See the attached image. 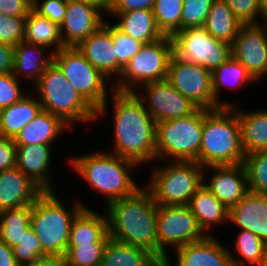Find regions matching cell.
Returning a JSON list of instances; mask_svg holds the SVG:
<instances>
[{
	"mask_svg": "<svg viewBox=\"0 0 267 266\" xmlns=\"http://www.w3.org/2000/svg\"><path fill=\"white\" fill-rule=\"evenodd\" d=\"M112 101V102H111ZM111 103V105L109 104ZM113 115L112 152L136 162L140 168L156 162V122L134 92L113 90L110 97L96 111V122ZM107 112V113H106ZM149 163V164H148Z\"/></svg>",
	"mask_w": 267,
	"mask_h": 266,
	"instance_id": "6da1fadb",
	"label": "cell"
},
{
	"mask_svg": "<svg viewBox=\"0 0 267 266\" xmlns=\"http://www.w3.org/2000/svg\"><path fill=\"white\" fill-rule=\"evenodd\" d=\"M103 208L111 239L143 248L158 259V205L144 184L134 194L113 201Z\"/></svg>",
	"mask_w": 267,
	"mask_h": 266,
	"instance_id": "7a4b0ae2",
	"label": "cell"
},
{
	"mask_svg": "<svg viewBox=\"0 0 267 266\" xmlns=\"http://www.w3.org/2000/svg\"><path fill=\"white\" fill-rule=\"evenodd\" d=\"M69 158V159H68ZM68 166L84 179L94 193L103 194L105 207L116 200L134 194L143 185L136 183L132 175L139 165L129 159L100 149L76 156L67 155ZM71 165V166H70Z\"/></svg>",
	"mask_w": 267,
	"mask_h": 266,
	"instance_id": "3957f363",
	"label": "cell"
},
{
	"mask_svg": "<svg viewBox=\"0 0 267 266\" xmlns=\"http://www.w3.org/2000/svg\"><path fill=\"white\" fill-rule=\"evenodd\" d=\"M58 193L60 192L43 191L36 198L32 204L30 226L46 256L64 257L74 218L83 208L91 207L82 203L80 198L78 201L76 198L72 203L66 202L65 199L63 201L62 194Z\"/></svg>",
	"mask_w": 267,
	"mask_h": 266,
	"instance_id": "277c9868",
	"label": "cell"
},
{
	"mask_svg": "<svg viewBox=\"0 0 267 266\" xmlns=\"http://www.w3.org/2000/svg\"><path fill=\"white\" fill-rule=\"evenodd\" d=\"M245 153L241 144V127L232 107L204 109L202 140L197 163L209 166L243 163Z\"/></svg>",
	"mask_w": 267,
	"mask_h": 266,
	"instance_id": "5b68a950",
	"label": "cell"
},
{
	"mask_svg": "<svg viewBox=\"0 0 267 266\" xmlns=\"http://www.w3.org/2000/svg\"><path fill=\"white\" fill-rule=\"evenodd\" d=\"M33 87L31 91L35 92L42 109L60 117L73 130L74 125L96 123V110L78 94L54 62Z\"/></svg>",
	"mask_w": 267,
	"mask_h": 266,
	"instance_id": "8992f818",
	"label": "cell"
},
{
	"mask_svg": "<svg viewBox=\"0 0 267 266\" xmlns=\"http://www.w3.org/2000/svg\"><path fill=\"white\" fill-rule=\"evenodd\" d=\"M157 162L153 163L149 173L151 175L144 185L155 203L171 206L188 205L203 185L204 167L195 161Z\"/></svg>",
	"mask_w": 267,
	"mask_h": 266,
	"instance_id": "52a82bcc",
	"label": "cell"
},
{
	"mask_svg": "<svg viewBox=\"0 0 267 266\" xmlns=\"http://www.w3.org/2000/svg\"><path fill=\"white\" fill-rule=\"evenodd\" d=\"M204 109L182 118L156 122V161H195L199 156Z\"/></svg>",
	"mask_w": 267,
	"mask_h": 266,
	"instance_id": "ba28073f",
	"label": "cell"
},
{
	"mask_svg": "<svg viewBox=\"0 0 267 266\" xmlns=\"http://www.w3.org/2000/svg\"><path fill=\"white\" fill-rule=\"evenodd\" d=\"M172 55L173 45L169 36L144 44L113 83L114 90L134 92L145 83L165 80Z\"/></svg>",
	"mask_w": 267,
	"mask_h": 266,
	"instance_id": "9c48e42d",
	"label": "cell"
},
{
	"mask_svg": "<svg viewBox=\"0 0 267 266\" xmlns=\"http://www.w3.org/2000/svg\"><path fill=\"white\" fill-rule=\"evenodd\" d=\"M53 62L96 111L114 90L113 83L92 66L76 47L61 48L53 54Z\"/></svg>",
	"mask_w": 267,
	"mask_h": 266,
	"instance_id": "30bf717a",
	"label": "cell"
},
{
	"mask_svg": "<svg viewBox=\"0 0 267 266\" xmlns=\"http://www.w3.org/2000/svg\"><path fill=\"white\" fill-rule=\"evenodd\" d=\"M156 231L158 260L161 263L171 253L169 249L174 250L207 236L188 205H158Z\"/></svg>",
	"mask_w": 267,
	"mask_h": 266,
	"instance_id": "8fae6325",
	"label": "cell"
},
{
	"mask_svg": "<svg viewBox=\"0 0 267 266\" xmlns=\"http://www.w3.org/2000/svg\"><path fill=\"white\" fill-rule=\"evenodd\" d=\"M171 40L176 58L211 72L232 56L231 45L214 38L203 26L182 29Z\"/></svg>",
	"mask_w": 267,
	"mask_h": 266,
	"instance_id": "7c38bea8",
	"label": "cell"
},
{
	"mask_svg": "<svg viewBox=\"0 0 267 266\" xmlns=\"http://www.w3.org/2000/svg\"><path fill=\"white\" fill-rule=\"evenodd\" d=\"M166 80L200 109L221 108L215 101L211 71L172 55Z\"/></svg>",
	"mask_w": 267,
	"mask_h": 266,
	"instance_id": "4fadbf2b",
	"label": "cell"
},
{
	"mask_svg": "<svg viewBox=\"0 0 267 266\" xmlns=\"http://www.w3.org/2000/svg\"><path fill=\"white\" fill-rule=\"evenodd\" d=\"M134 93L143 102L144 107L155 122L186 117L198 109L166 79L145 83L138 87Z\"/></svg>",
	"mask_w": 267,
	"mask_h": 266,
	"instance_id": "5bb4252c",
	"label": "cell"
},
{
	"mask_svg": "<svg viewBox=\"0 0 267 266\" xmlns=\"http://www.w3.org/2000/svg\"><path fill=\"white\" fill-rule=\"evenodd\" d=\"M236 58L260 84L267 77V22L243 24L231 45Z\"/></svg>",
	"mask_w": 267,
	"mask_h": 266,
	"instance_id": "9a60e30c",
	"label": "cell"
},
{
	"mask_svg": "<svg viewBox=\"0 0 267 266\" xmlns=\"http://www.w3.org/2000/svg\"><path fill=\"white\" fill-rule=\"evenodd\" d=\"M203 185L228 209L249 192L243 163L204 168Z\"/></svg>",
	"mask_w": 267,
	"mask_h": 266,
	"instance_id": "2e32d148",
	"label": "cell"
},
{
	"mask_svg": "<svg viewBox=\"0 0 267 266\" xmlns=\"http://www.w3.org/2000/svg\"><path fill=\"white\" fill-rule=\"evenodd\" d=\"M217 238L216 235L206 236L171 250L173 257L169 254L162 266H233L228 246Z\"/></svg>",
	"mask_w": 267,
	"mask_h": 266,
	"instance_id": "e0dca14e",
	"label": "cell"
},
{
	"mask_svg": "<svg viewBox=\"0 0 267 266\" xmlns=\"http://www.w3.org/2000/svg\"><path fill=\"white\" fill-rule=\"evenodd\" d=\"M106 17L92 5L67 0L64 20L60 25L64 47H77L104 24Z\"/></svg>",
	"mask_w": 267,
	"mask_h": 266,
	"instance_id": "ac0fdd59",
	"label": "cell"
},
{
	"mask_svg": "<svg viewBox=\"0 0 267 266\" xmlns=\"http://www.w3.org/2000/svg\"><path fill=\"white\" fill-rule=\"evenodd\" d=\"M76 48L112 83L117 81V55L112 38V23L108 19Z\"/></svg>",
	"mask_w": 267,
	"mask_h": 266,
	"instance_id": "d6986e66",
	"label": "cell"
},
{
	"mask_svg": "<svg viewBox=\"0 0 267 266\" xmlns=\"http://www.w3.org/2000/svg\"><path fill=\"white\" fill-rule=\"evenodd\" d=\"M16 167L24 173L42 191H58L54 182L51 162L53 152L51 145H16ZM53 156V157H52Z\"/></svg>",
	"mask_w": 267,
	"mask_h": 266,
	"instance_id": "ffe728a7",
	"label": "cell"
},
{
	"mask_svg": "<svg viewBox=\"0 0 267 266\" xmlns=\"http://www.w3.org/2000/svg\"><path fill=\"white\" fill-rule=\"evenodd\" d=\"M228 223L251 231L267 245V195L248 192L229 208Z\"/></svg>",
	"mask_w": 267,
	"mask_h": 266,
	"instance_id": "44dd1931",
	"label": "cell"
},
{
	"mask_svg": "<svg viewBox=\"0 0 267 266\" xmlns=\"http://www.w3.org/2000/svg\"><path fill=\"white\" fill-rule=\"evenodd\" d=\"M42 192L17 167L0 171V212L30 206Z\"/></svg>",
	"mask_w": 267,
	"mask_h": 266,
	"instance_id": "7402d4cb",
	"label": "cell"
},
{
	"mask_svg": "<svg viewBox=\"0 0 267 266\" xmlns=\"http://www.w3.org/2000/svg\"><path fill=\"white\" fill-rule=\"evenodd\" d=\"M53 62V53L43 46L20 42L14 47L13 74L21 81L28 80L33 85L40 79Z\"/></svg>",
	"mask_w": 267,
	"mask_h": 266,
	"instance_id": "603a6c76",
	"label": "cell"
},
{
	"mask_svg": "<svg viewBox=\"0 0 267 266\" xmlns=\"http://www.w3.org/2000/svg\"><path fill=\"white\" fill-rule=\"evenodd\" d=\"M71 130L73 129L60 117L42 110L19 132L13 141L15 145L43 144L55 146L56 141H59L58 138L62 137L66 131L68 133Z\"/></svg>",
	"mask_w": 267,
	"mask_h": 266,
	"instance_id": "cb8c5ba5",
	"label": "cell"
},
{
	"mask_svg": "<svg viewBox=\"0 0 267 266\" xmlns=\"http://www.w3.org/2000/svg\"><path fill=\"white\" fill-rule=\"evenodd\" d=\"M102 212L100 214L93 208H83L71 224L67 247H77L90 243H107L110 238L108 220L104 208Z\"/></svg>",
	"mask_w": 267,
	"mask_h": 266,
	"instance_id": "d4e9b609",
	"label": "cell"
},
{
	"mask_svg": "<svg viewBox=\"0 0 267 266\" xmlns=\"http://www.w3.org/2000/svg\"><path fill=\"white\" fill-rule=\"evenodd\" d=\"M211 74L214 99L220 107H235L240 103L239 100L237 103L236 100L231 102L222 98L223 94H220L223 92L224 87L233 91L240 89V87L246 90L249 89V85L252 87L253 83H256L255 85L258 84L247 72L246 68L233 56L215 68Z\"/></svg>",
	"mask_w": 267,
	"mask_h": 266,
	"instance_id": "484cf974",
	"label": "cell"
},
{
	"mask_svg": "<svg viewBox=\"0 0 267 266\" xmlns=\"http://www.w3.org/2000/svg\"><path fill=\"white\" fill-rule=\"evenodd\" d=\"M109 17L114 20L113 25L119 31L144 44L155 42L164 37L157 27L152 9H139L126 13H109L107 18Z\"/></svg>",
	"mask_w": 267,
	"mask_h": 266,
	"instance_id": "4316f807",
	"label": "cell"
},
{
	"mask_svg": "<svg viewBox=\"0 0 267 266\" xmlns=\"http://www.w3.org/2000/svg\"><path fill=\"white\" fill-rule=\"evenodd\" d=\"M188 206L197 219L199 227L207 236L216 235L214 227L217 228V226L222 227L229 224V209L204 185L197 190Z\"/></svg>",
	"mask_w": 267,
	"mask_h": 266,
	"instance_id": "83f0119b",
	"label": "cell"
},
{
	"mask_svg": "<svg viewBox=\"0 0 267 266\" xmlns=\"http://www.w3.org/2000/svg\"><path fill=\"white\" fill-rule=\"evenodd\" d=\"M34 92L24 95L19 101L0 109V135L14 140L19 132L42 111Z\"/></svg>",
	"mask_w": 267,
	"mask_h": 266,
	"instance_id": "f1b7e54d",
	"label": "cell"
},
{
	"mask_svg": "<svg viewBox=\"0 0 267 266\" xmlns=\"http://www.w3.org/2000/svg\"><path fill=\"white\" fill-rule=\"evenodd\" d=\"M237 105L232 107L241 127V144L245 155L267 149V109L242 110Z\"/></svg>",
	"mask_w": 267,
	"mask_h": 266,
	"instance_id": "f546056e",
	"label": "cell"
},
{
	"mask_svg": "<svg viewBox=\"0 0 267 266\" xmlns=\"http://www.w3.org/2000/svg\"><path fill=\"white\" fill-rule=\"evenodd\" d=\"M24 41L43 46L53 54L64 48L60 26L47 17L40 15L33 8L25 20Z\"/></svg>",
	"mask_w": 267,
	"mask_h": 266,
	"instance_id": "4dcf8cb0",
	"label": "cell"
},
{
	"mask_svg": "<svg viewBox=\"0 0 267 266\" xmlns=\"http://www.w3.org/2000/svg\"><path fill=\"white\" fill-rule=\"evenodd\" d=\"M100 266H162L149 251L109 238Z\"/></svg>",
	"mask_w": 267,
	"mask_h": 266,
	"instance_id": "1f68e13d",
	"label": "cell"
},
{
	"mask_svg": "<svg viewBox=\"0 0 267 266\" xmlns=\"http://www.w3.org/2000/svg\"><path fill=\"white\" fill-rule=\"evenodd\" d=\"M242 25L225 0H214L203 27L217 40L232 45Z\"/></svg>",
	"mask_w": 267,
	"mask_h": 266,
	"instance_id": "d6a6232c",
	"label": "cell"
},
{
	"mask_svg": "<svg viewBox=\"0 0 267 266\" xmlns=\"http://www.w3.org/2000/svg\"><path fill=\"white\" fill-rule=\"evenodd\" d=\"M238 231L232 246L235 249L228 247L233 266H258L264 257L267 245L251 231Z\"/></svg>",
	"mask_w": 267,
	"mask_h": 266,
	"instance_id": "836d02e7",
	"label": "cell"
},
{
	"mask_svg": "<svg viewBox=\"0 0 267 266\" xmlns=\"http://www.w3.org/2000/svg\"><path fill=\"white\" fill-rule=\"evenodd\" d=\"M32 205L0 212V239L9 247L19 244L30 226Z\"/></svg>",
	"mask_w": 267,
	"mask_h": 266,
	"instance_id": "e575fe53",
	"label": "cell"
},
{
	"mask_svg": "<svg viewBox=\"0 0 267 266\" xmlns=\"http://www.w3.org/2000/svg\"><path fill=\"white\" fill-rule=\"evenodd\" d=\"M183 0H155L153 14L164 36L171 37L181 30Z\"/></svg>",
	"mask_w": 267,
	"mask_h": 266,
	"instance_id": "d590c367",
	"label": "cell"
},
{
	"mask_svg": "<svg viewBox=\"0 0 267 266\" xmlns=\"http://www.w3.org/2000/svg\"><path fill=\"white\" fill-rule=\"evenodd\" d=\"M248 191L267 195V149L245 155Z\"/></svg>",
	"mask_w": 267,
	"mask_h": 266,
	"instance_id": "8d00e7d4",
	"label": "cell"
},
{
	"mask_svg": "<svg viewBox=\"0 0 267 266\" xmlns=\"http://www.w3.org/2000/svg\"><path fill=\"white\" fill-rule=\"evenodd\" d=\"M107 243H90L67 247L64 255L68 266H100Z\"/></svg>",
	"mask_w": 267,
	"mask_h": 266,
	"instance_id": "74e56055",
	"label": "cell"
},
{
	"mask_svg": "<svg viewBox=\"0 0 267 266\" xmlns=\"http://www.w3.org/2000/svg\"><path fill=\"white\" fill-rule=\"evenodd\" d=\"M14 257L20 266H26L46 255L42 251V247L38 237L29 226L19 244L12 247Z\"/></svg>",
	"mask_w": 267,
	"mask_h": 266,
	"instance_id": "f35d334b",
	"label": "cell"
},
{
	"mask_svg": "<svg viewBox=\"0 0 267 266\" xmlns=\"http://www.w3.org/2000/svg\"><path fill=\"white\" fill-rule=\"evenodd\" d=\"M112 38L117 55V80L122 73L123 68L129 60L141 49L144 45L141 41L123 34L112 24Z\"/></svg>",
	"mask_w": 267,
	"mask_h": 266,
	"instance_id": "ab89813d",
	"label": "cell"
},
{
	"mask_svg": "<svg viewBox=\"0 0 267 266\" xmlns=\"http://www.w3.org/2000/svg\"><path fill=\"white\" fill-rule=\"evenodd\" d=\"M214 0H183L181 30L189 27H202Z\"/></svg>",
	"mask_w": 267,
	"mask_h": 266,
	"instance_id": "60d3db41",
	"label": "cell"
},
{
	"mask_svg": "<svg viewBox=\"0 0 267 266\" xmlns=\"http://www.w3.org/2000/svg\"><path fill=\"white\" fill-rule=\"evenodd\" d=\"M27 16L9 17L0 14V43L15 47L24 41Z\"/></svg>",
	"mask_w": 267,
	"mask_h": 266,
	"instance_id": "b9f144b4",
	"label": "cell"
},
{
	"mask_svg": "<svg viewBox=\"0 0 267 266\" xmlns=\"http://www.w3.org/2000/svg\"><path fill=\"white\" fill-rule=\"evenodd\" d=\"M22 84L23 81L18 80L13 72L0 74V109L16 103L29 92L30 89H24Z\"/></svg>",
	"mask_w": 267,
	"mask_h": 266,
	"instance_id": "7bdbcfd3",
	"label": "cell"
},
{
	"mask_svg": "<svg viewBox=\"0 0 267 266\" xmlns=\"http://www.w3.org/2000/svg\"><path fill=\"white\" fill-rule=\"evenodd\" d=\"M232 13L243 24H259L266 19L262 16L259 0H225Z\"/></svg>",
	"mask_w": 267,
	"mask_h": 266,
	"instance_id": "ee69618b",
	"label": "cell"
},
{
	"mask_svg": "<svg viewBox=\"0 0 267 266\" xmlns=\"http://www.w3.org/2000/svg\"><path fill=\"white\" fill-rule=\"evenodd\" d=\"M32 8L60 26L65 17L67 0H33Z\"/></svg>",
	"mask_w": 267,
	"mask_h": 266,
	"instance_id": "f6af8a7d",
	"label": "cell"
},
{
	"mask_svg": "<svg viewBox=\"0 0 267 266\" xmlns=\"http://www.w3.org/2000/svg\"><path fill=\"white\" fill-rule=\"evenodd\" d=\"M17 147L12 139L0 135V171L16 167Z\"/></svg>",
	"mask_w": 267,
	"mask_h": 266,
	"instance_id": "bcb514c9",
	"label": "cell"
},
{
	"mask_svg": "<svg viewBox=\"0 0 267 266\" xmlns=\"http://www.w3.org/2000/svg\"><path fill=\"white\" fill-rule=\"evenodd\" d=\"M33 7V0H0V14L9 17L27 16Z\"/></svg>",
	"mask_w": 267,
	"mask_h": 266,
	"instance_id": "7dc6e473",
	"label": "cell"
},
{
	"mask_svg": "<svg viewBox=\"0 0 267 266\" xmlns=\"http://www.w3.org/2000/svg\"><path fill=\"white\" fill-rule=\"evenodd\" d=\"M155 0H111L109 13H126L139 9H153Z\"/></svg>",
	"mask_w": 267,
	"mask_h": 266,
	"instance_id": "c3c4849f",
	"label": "cell"
},
{
	"mask_svg": "<svg viewBox=\"0 0 267 266\" xmlns=\"http://www.w3.org/2000/svg\"><path fill=\"white\" fill-rule=\"evenodd\" d=\"M14 47L0 43V74L12 73Z\"/></svg>",
	"mask_w": 267,
	"mask_h": 266,
	"instance_id": "681fc988",
	"label": "cell"
},
{
	"mask_svg": "<svg viewBox=\"0 0 267 266\" xmlns=\"http://www.w3.org/2000/svg\"><path fill=\"white\" fill-rule=\"evenodd\" d=\"M0 266H20L13 254V250L0 239Z\"/></svg>",
	"mask_w": 267,
	"mask_h": 266,
	"instance_id": "f907efd6",
	"label": "cell"
},
{
	"mask_svg": "<svg viewBox=\"0 0 267 266\" xmlns=\"http://www.w3.org/2000/svg\"><path fill=\"white\" fill-rule=\"evenodd\" d=\"M26 266H68L64 257L45 256Z\"/></svg>",
	"mask_w": 267,
	"mask_h": 266,
	"instance_id": "816d5d0a",
	"label": "cell"
},
{
	"mask_svg": "<svg viewBox=\"0 0 267 266\" xmlns=\"http://www.w3.org/2000/svg\"><path fill=\"white\" fill-rule=\"evenodd\" d=\"M75 1L97 7L104 15H106V17L109 14L111 8V0H75Z\"/></svg>",
	"mask_w": 267,
	"mask_h": 266,
	"instance_id": "f5cc1de1",
	"label": "cell"
},
{
	"mask_svg": "<svg viewBox=\"0 0 267 266\" xmlns=\"http://www.w3.org/2000/svg\"><path fill=\"white\" fill-rule=\"evenodd\" d=\"M262 16L267 20V0H259Z\"/></svg>",
	"mask_w": 267,
	"mask_h": 266,
	"instance_id": "db71d44e",
	"label": "cell"
},
{
	"mask_svg": "<svg viewBox=\"0 0 267 266\" xmlns=\"http://www.w3.org/2000/svg\"><path fill=\"white\" fill-rule=\"evenodd\" d=\"M258 266H267V248L265 250L264 257H263V259L261 260V262L259 263Z\"/></svg>",
	"mask_w": 267,
	"mask_h": 266,
	"instance_id": "11a10c76",
	"label": "cell"
}]
</instances>
